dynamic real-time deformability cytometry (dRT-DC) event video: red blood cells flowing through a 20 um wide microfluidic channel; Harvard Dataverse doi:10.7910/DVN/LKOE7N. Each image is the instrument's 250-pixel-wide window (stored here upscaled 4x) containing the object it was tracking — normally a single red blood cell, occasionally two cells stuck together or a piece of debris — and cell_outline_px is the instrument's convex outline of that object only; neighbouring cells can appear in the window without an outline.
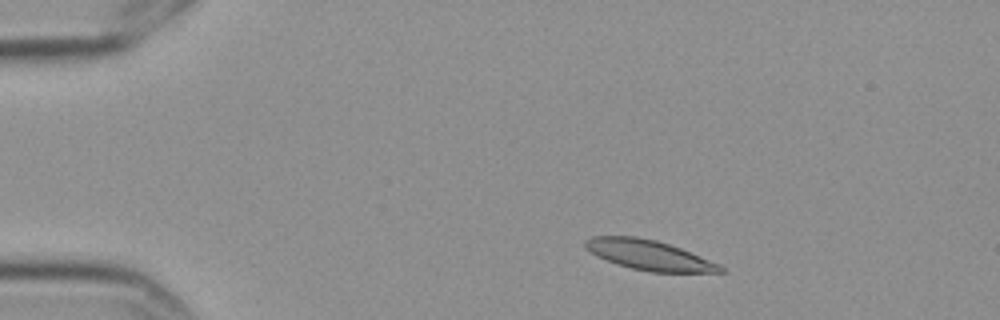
{"species": "Egyptian fruit bat (a non-hibernating species)", "species_latin": "Rousettus aegyptiacus", "temperature_condition": "cold", "stored_images_in_passage": 5, "camera_frame_rate_fps": 3000, "um_per_image_px": 0.085, "frame": {"image": 1, "passage_image": 2, "time_ms": 0.333, "image_size_px": [1000, 320], "cell_outline_px": [[724, 272], [648, 272], [616, 264], [596, 256], [584, 248], [584, 240], [592, 236], [636, 236], [656, 240], [680, 248], [720, 264], [724, 268]], "centroid_in_image_um": [55.12, 21.67], "position_along_channel_um": 29.9, "area_um2": 23.58}}
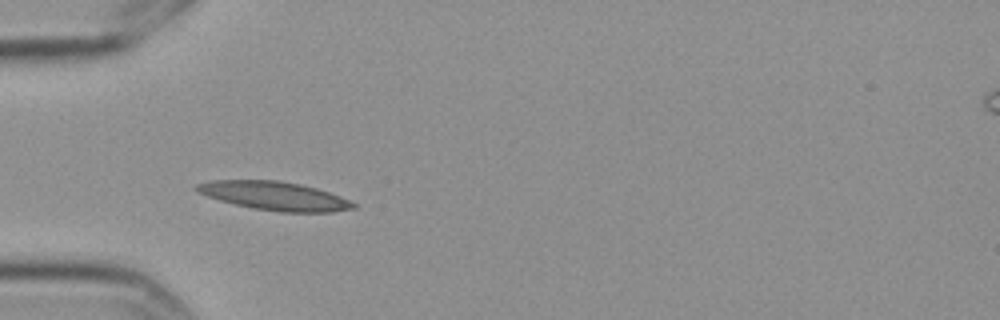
{"frame": {"image": 2, "passage_image": 4, "time_ms": 1.0, "image_size_px": [1000, 320], "cell_outline_px": [[356, 208], [332, 212], [280, 212], [252, 208], [220, 200], [208, 196], [192, 188], [196, 184], [212, 180], [280, 180], [300, 184], [316, 188], [340, 196], [356, 204]], "centroid_in_image_um": [23.33, 16.65], "position_along_channel_um": 61.7, "area_um2": 26.01}}
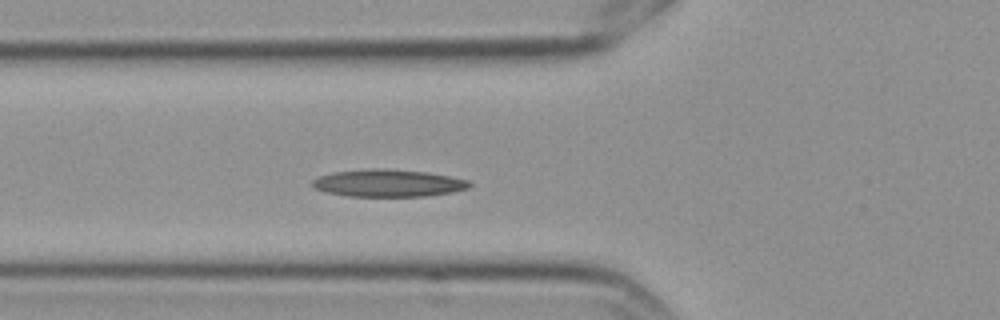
{"frame": {"image": 3, "passage_image": 5, "time_ms": 1.333, "image_size_px": [1000, 320], "cell_outline_px": [[472, 184], [468, 188], [452, 192], [424, 196], [348, 196], [324, 192], [312, 188], [308, 184], [312, 180], [320, 176], [336, 172], [372, 168], [384, 168], [428, 172], [468, 180]], "centroid_in_image_um": [32.94, 15.56], "position_along_channel_um": 92.9, "area_um2": 25.09}}